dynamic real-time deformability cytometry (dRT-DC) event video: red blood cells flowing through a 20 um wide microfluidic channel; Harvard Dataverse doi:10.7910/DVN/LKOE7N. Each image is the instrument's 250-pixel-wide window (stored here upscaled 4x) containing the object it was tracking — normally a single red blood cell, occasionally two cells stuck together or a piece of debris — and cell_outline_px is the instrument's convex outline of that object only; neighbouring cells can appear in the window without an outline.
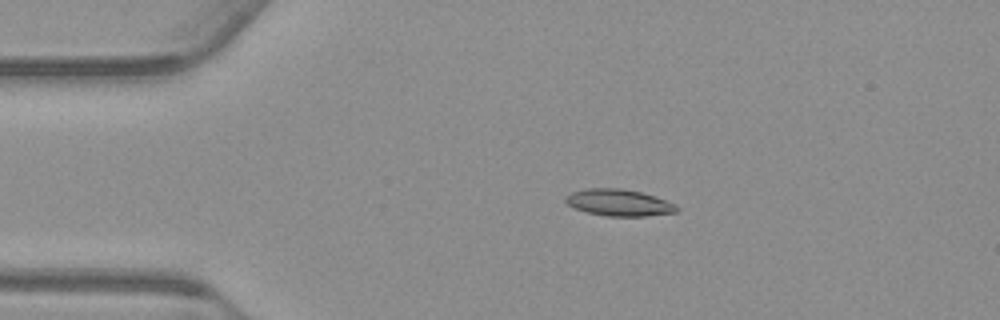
{"species": "common noctule bat (a hibernating species)", "species_latin": "Nyctalus noctula", "temperature_condition": "warm", "stored_images_in_passage": 45, "camera_frame_rate_fps": 3000, "um_per_image_px": 0.085, "animal": {"sex": "male", "body_mass_g": 23.1, "forearm_length_mm": 52.7}, "frame": {"image": 1, "passage_image": 1, "time_ms": 0.0, "image_size_px": [1000, 320], "cell_outline_px": [[680, 208], [676, 212], [648, 216], [608, 216], [588, 212], [576, 208], [568, 204], [564, 200], [564, 196], [572, 192], [584, 188], [620, 188], [640, 192], [676, 204]], "centroid_in_image_um": [52.59, 17.22], "position_along_channel_um": 32.4, "area_um2": 17.17}}
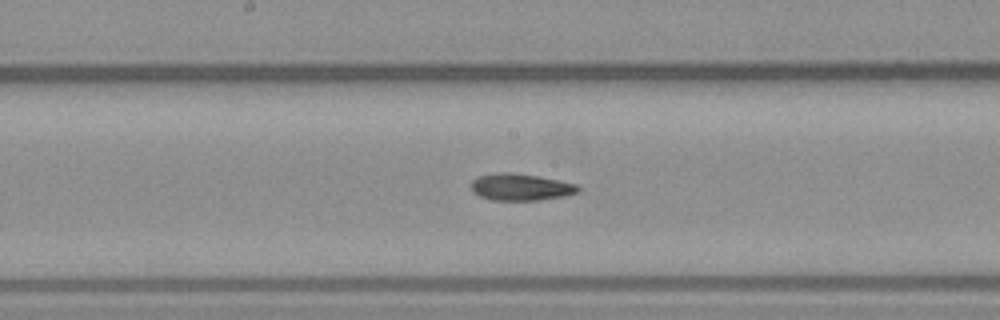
{"frame": {"image": 2, "passage_image": 18, "time_ms": 5.667, "image_size_px": [1000, 320], "cell_outline_px": [[580, 192], [564, 196], [540, 200], [492, 200], [480, 196], [472, 192], [472, 180], [480, 176], [496, 172], [508, 172], [540, 176], [576, 184], [580, 188]], "centroid_in_image_um": [44.27, 15.9], "position_along_channel_um": 203.9, "area_um2": 16.76}}
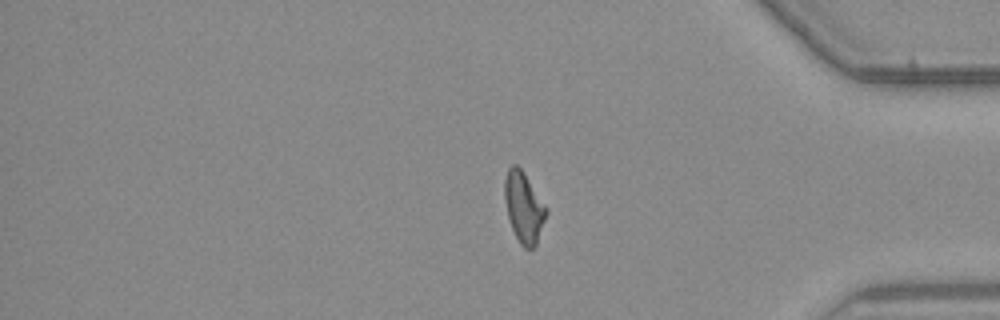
{"frame": {"image": 3, "passage_image": 35, "time_ms": 11.333, "image_size_px": [1000, 320], "cell_outline_px": [[548, 212], [536, 244], [532, 248], [524, 248], [520, 244], [512, 228], [508, 216], [504, 200], [504, 180], [508, 168], [512, 164], [516, 164], [524, 172], [548, 208]], "centroid_in_image_um": [44.52, 17.59], "position_along_channel_um": 390.7, "area_um2": 17.17}, "authors_computed_cell_mechanics": {"area_um2": 16.9354, "velocity_mm_per_s": 3.7678, "shape_relaxation_time_tau1_ms": 6.3593, "shape_relaxation_time_tau2_ms": 4.7276, "deformation_change_tau1": 0.1516, "deformation_change_tau2": 0.1247}}